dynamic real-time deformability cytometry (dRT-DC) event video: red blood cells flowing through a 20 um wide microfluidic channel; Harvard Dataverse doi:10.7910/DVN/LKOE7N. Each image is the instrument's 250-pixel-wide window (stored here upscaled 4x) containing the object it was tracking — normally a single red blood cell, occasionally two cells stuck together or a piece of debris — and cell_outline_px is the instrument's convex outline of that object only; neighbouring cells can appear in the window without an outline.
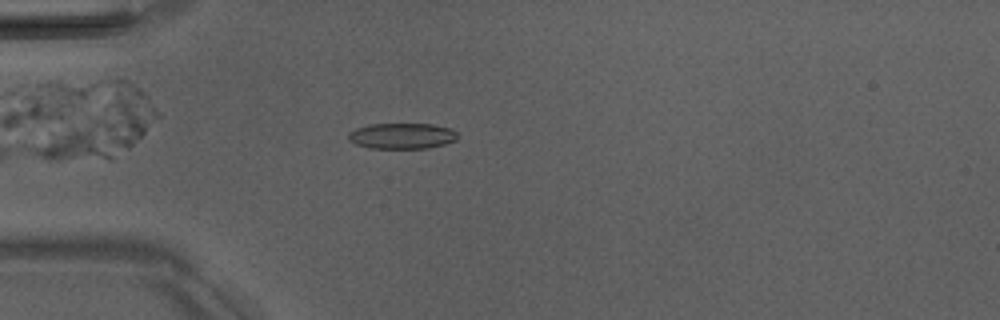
{"species": "Egyptian fruit bat (a non-hibernating species)", "species_latin": "Rousettus aegyptiacus", "temperature_condition": "room temperature", "stored_images_in_passage": 4, "camera_frame_rate_fps": 3000, "um_per_image_px": 0.085, "animal": {"sex": "male"}, "frame": {"image": 1, "passage_image": 3, "time_ms": 2.333, "image_size_px": [1000, 320], "cell_outline_px": [[456, 140], [444, 144], [428, 148], [372, 148], [356, 144], [348, 140], [348, 132], [356, 128], [368, 124], [432, 124], [452, 128], [456, 132]], "centroid_in_image_um": [34.15, 11.54], "position_along_channel_um": 50.8, "area_um2": 16.42}}